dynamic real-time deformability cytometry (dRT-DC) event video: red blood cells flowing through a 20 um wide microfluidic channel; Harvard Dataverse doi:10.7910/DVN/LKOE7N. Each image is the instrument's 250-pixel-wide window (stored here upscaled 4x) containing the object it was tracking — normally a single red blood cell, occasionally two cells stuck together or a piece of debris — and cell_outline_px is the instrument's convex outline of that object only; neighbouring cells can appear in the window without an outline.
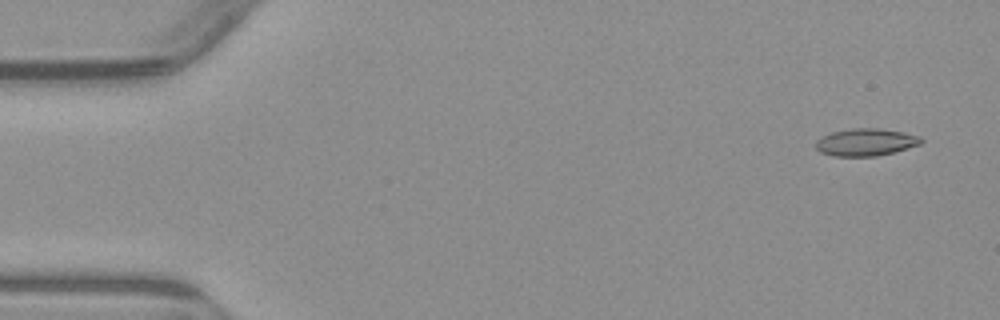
{"species": "common noctule bat (a hibernating species)", "species_latin": "Nyctalus noctula", "temperature_condition": "warm", "stored_images_in_passage": 5, "camera_frame_rate_fps": 3000, "um_per_image_px": 0.085, "animal": {"sex": "male", "body_mass_g": 23.1, "forearm_length_mm": 52.7}, "frame": {"image": 1, "passage_image": 1, "time_ms": 0.0, "image_size_px": [1000, 320], "cell_outline_px": [[924, 140], [920, 144], [892, 152], [872, 156], [836, 156], [820, 152], [816, 148], [816, 140], [832, 132], [852, 128], [880, 128], [904, 132], [920, 136]], "centroid_in_image_um": [73.6, 12.07], "position_along_channel_um": 11.4, "area_um2": 16.59}}
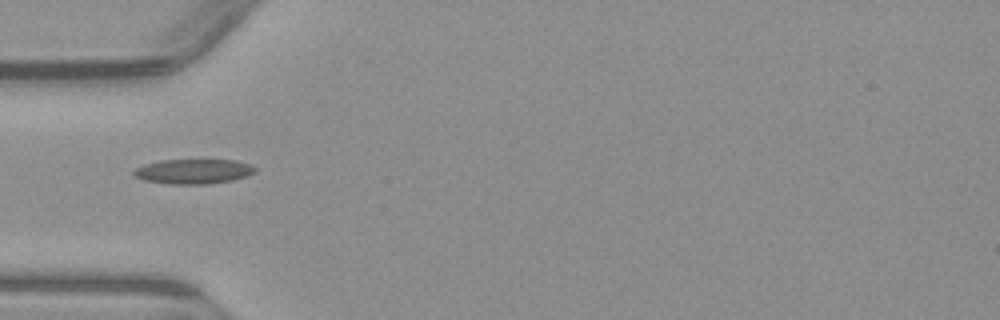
{"frame": {"image": 2, "passage_image": 4, "time_ms": 4.667, "image_size_px": [1000, 320], "cell_outline_px": [[256, 172], [232, 180], [204, 184], [172, 184], [144, 180], [136, 176], [132, 172], [136, 168], [144, 164], [160, 160], [236, 160], [252, 164], [256, 168]], "centroid_in_image_um": [16.46, 14.56], "position_along_channel_um": 68.5, "area_um2": 17.4}}
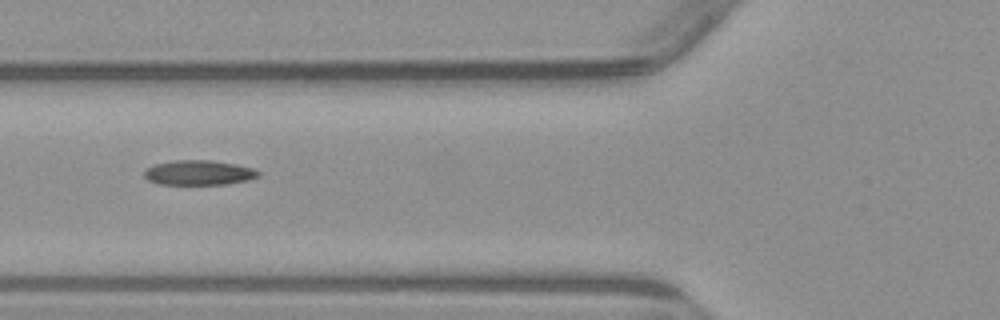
{"frame": {"image": 3, "passage_image": 5, "time_ms": 5.667, "image_size_px": [1000, 320], "cell_outline_px": [[260, 176], [248, 180], [224, 184], [160, 184], [148, 180], [144, 176], [144, 172], [152, 164], [172, 160], [212, 160], [236, 164], [252, 168], [260, 172]], "centroid_in_image_um": [16.89, 14.67], "position_along_channel_um": 108.9, "area_um2": 16.53}}